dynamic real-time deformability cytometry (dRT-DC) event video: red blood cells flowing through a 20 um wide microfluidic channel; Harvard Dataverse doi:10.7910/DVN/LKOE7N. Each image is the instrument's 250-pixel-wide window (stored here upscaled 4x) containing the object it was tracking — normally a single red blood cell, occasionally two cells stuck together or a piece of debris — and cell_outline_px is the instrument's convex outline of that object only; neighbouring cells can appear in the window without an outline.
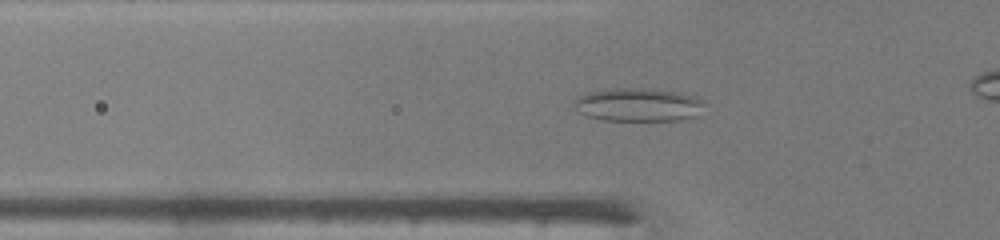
{"species": "common noctule bat (a hibernating species)", "species_latin": "Nyctalus noctula", "temperature_condition": "warm", "stored_images_in_passage": 48, "camera_frame_rate_fps": 3000, "um_per_image_px": 0.085, "animal": {"sex": "male", "body_mass_g": 19.0, "forearm_length_mm": 50.8}, "frame": {"image": 1, "passage_image": 16, "time_ms": 5.0, "image_size_px": [1000, 240], "cell_outline_px": [[704, 104], [696, 116], [680, 120], [604, 120], [588, 116], [580, 112], [576, 104], [576, 100], [580, 96], [588, 92], [608, 88], [644, 88], [676, 92], [696, 96], [704, 100]], "centroid_in_image_um": [54.29, 8.89], "position_along_channel_um": 71.5, "area_um2": 25.03}}
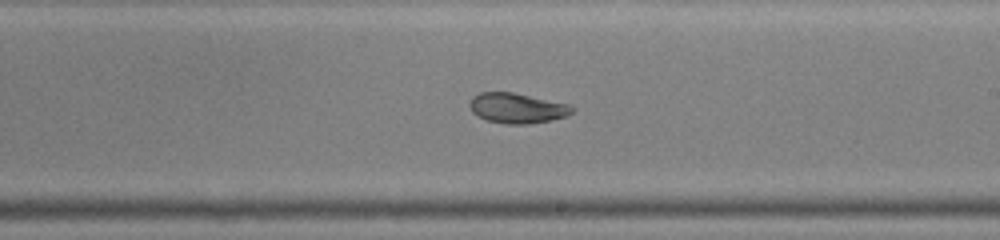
{"frame": {"image": 2, "passage_image": 28, "time_ms": 9.0, "image_size_px": [1000, 240], "cell_outline_px": [[572, 112], [564, 116], [548, 120], [528, 124], [508, 124], [484, 120], [472, 112], [468, 104], [472, 96], [480, 92], [512, 92], [568, 104], [572, 108]], "centroid_in_image_um": [43.86, 9.18], "position_along_channel_um": 245.1, "area_um2": 17.8}}
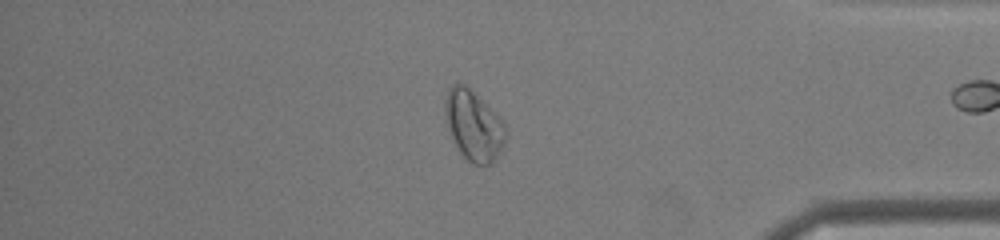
{"frame": {"image": 3, "passage_image": 40, "time_ms": 13.0, "image_size_px": [1000, 240], "cell_outline_px": [[508, 136], [500, 152], [492, 164], [484, 168], [472, 164], [460, 152], [452, 136], [444, 112], [444, 100], [448, 88], [452, 84], [464, 84], [504, 124], [508, 132]], "centroid_in_image_um": [40.27, 10.74], "position_along_channel_um": 394.9, "area_um2": 24.39}, "authors_computed_cell_mechanics": {"area_um2": 24.7384, "velocity_mm_per_s": 4.3355, "shape_relaxation_time_tau1_ms": null, "shape_relaxation_time_tau2_ms": 1.2178, "deformation_change_tau1": null, "deformation_change_tau2": 0.0672}}